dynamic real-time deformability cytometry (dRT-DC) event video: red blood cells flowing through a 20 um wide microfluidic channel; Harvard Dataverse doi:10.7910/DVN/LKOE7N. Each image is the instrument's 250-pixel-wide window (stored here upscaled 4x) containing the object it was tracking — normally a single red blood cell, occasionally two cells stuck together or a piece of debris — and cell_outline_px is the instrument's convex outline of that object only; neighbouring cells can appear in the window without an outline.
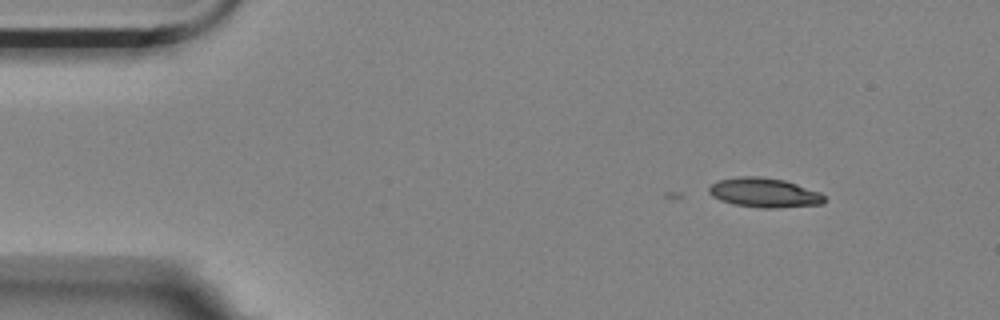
{"species": "Egyptian fruit bat (a non-hibernating species)", "species_latin": "Rousettus aegyptiacus", "temperature_condition": "room temperature", "stored_images_in_passage": 6, "camera_frame_rate_fps": 3000, "um_per_image_px": 0.085, "animal": {"sex": "female"}, "frame": {"image": 1, "passage_image": 1, "time_ms": 0.0, "image_size_px": [1000, 320], "cell_outline_px": [[824, 204], [776, 208], [760, 208], [732, 204], [720, 200], [712, 196], [708, 192], [708, 188], [712, 184], [720, 180], [740, 176], [756, 176], [784, 180], [820, 192], [824, 196]], "centroid_in_image_um": [64.95, 16.39], "position_along_channel_um": 20.0, "area_um2": 19.77}}
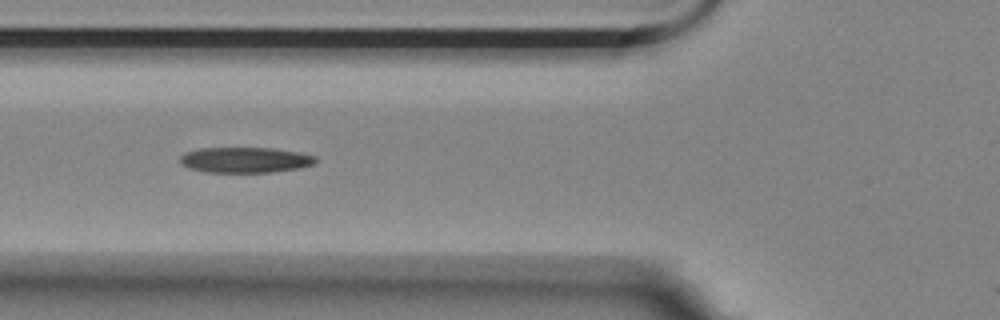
{"frame": {"image": 2, "passage_image": 5, "time_ms": 1.333, "image_size_px": [1000, 320], "cell_outline_px": [[316, 160], [312, 164], [300, 168], [272, 172], [204, 172], [188, 168], [180, 164], [180, 156], [184, 152], [200, 148], [272, 148], [296, 152], [316, 156]], "centroid_in_image_um": [20.78, 13.6], "position_along_channel_um": 105.0, "area_um2": 20.17}}
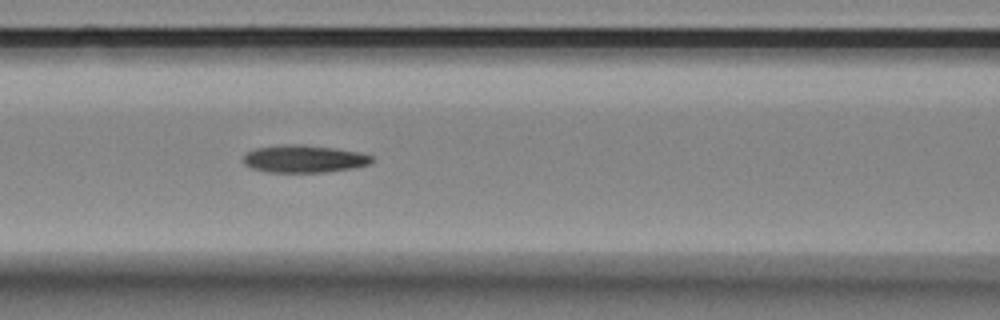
{"frame": {"image": 3, "passage_image": 6, "time_ms": 1.667, "image_size_px": [1000, 320], "cell_outline_px": [[372, 160], [368, 164], [352, 168], [324, 172], [268, 172], [252, 168], [244, 164], [244, 156], [248, 152], [256, 148], [284, 144], [300, 144], [336, 148], [360, 152], [372, 156]], "centroid_in_image_um": [25.83, 13.49], "position_along_channel_um": 140.8, "area_um2": 20.46}}